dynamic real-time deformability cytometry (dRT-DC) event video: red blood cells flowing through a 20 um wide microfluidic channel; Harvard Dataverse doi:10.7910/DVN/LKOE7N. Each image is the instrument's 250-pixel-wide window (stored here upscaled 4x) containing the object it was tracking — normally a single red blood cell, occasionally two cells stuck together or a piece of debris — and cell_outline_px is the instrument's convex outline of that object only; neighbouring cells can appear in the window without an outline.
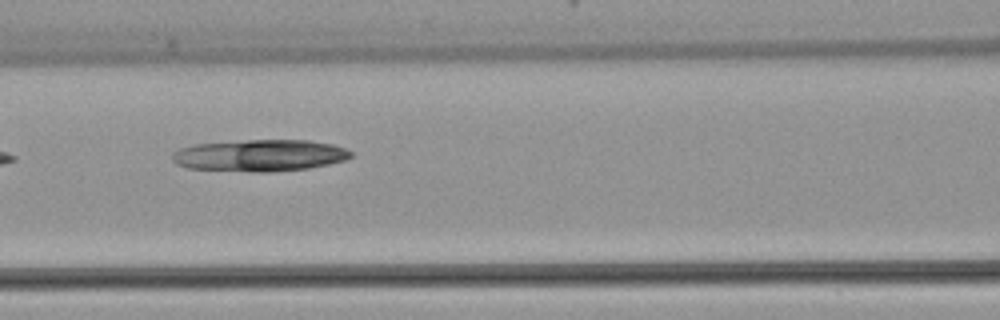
{"species": "common noctule bat (a hibernating species)", "species_latin": "Nyctalus noctula", "temperature_condition": "warm", "stored_images_in_passage": 4, "camera_frame_rate_fps": 3000, "um_per_image_px": 0.085, "animal": {"sex": "female", "body_mass_g": 22.7, "forearm_length_mm": 54.2}, "frame": {"image": 1, "passage_image": 4, "time_ms": 4.0, "image_size_px": [1000, 320], "cell_outline_px": [[352, 156], [344, 160], [328, 164], [308, 168], [272, 172], [252, 172], [188, 168], [176, 164], [172, 160], [172, 152], [180, 148], [196, 144], [248, 140], [308, 140], [332, 144], [344, 148], [352, 152]], "centroid_in_image_um": [22.06, 13.21], "position_along_channel_um": 144.5, "area_um2": 33.06}}